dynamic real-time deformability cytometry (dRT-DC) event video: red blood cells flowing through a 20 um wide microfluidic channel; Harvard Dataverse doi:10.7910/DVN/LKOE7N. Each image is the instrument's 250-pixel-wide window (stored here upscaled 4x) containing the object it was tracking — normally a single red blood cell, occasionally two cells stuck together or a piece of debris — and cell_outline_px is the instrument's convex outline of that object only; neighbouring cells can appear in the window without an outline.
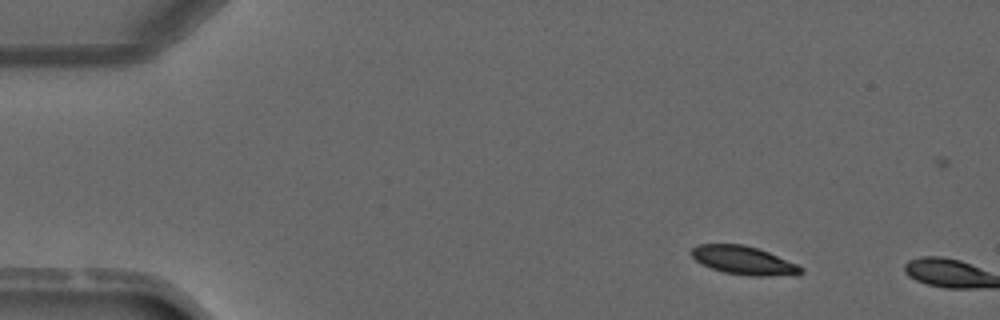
{"species": "common noctule bat (a hibernating species)", "species_latin": "Nyctalus noctula", "temperature_condition": "warm", "stored_images_in_passage": 2, "camera_frame_rate_fps": 3000, "um_per_image_px": 0.085, "animal": {"sex": "male", "forearm_length_mm": 52.5}, "frame": {"image": 1, "passage_image": 1, "time_ms": 0.0, "image_size_px": [1000, 320], "cell_outline_px": [[804, 272], [796, 276], [748, 276], [724, 272], [712, 268], [696, 260], [692, 256], [692, 248], [696, 244], [744, 244], [768, 252], [796, 264], [804, 268]], "centroid_in_image_um": [63.26, 22.15], "position_along_channel_um": 21.7, "area_um2": 18.15}}